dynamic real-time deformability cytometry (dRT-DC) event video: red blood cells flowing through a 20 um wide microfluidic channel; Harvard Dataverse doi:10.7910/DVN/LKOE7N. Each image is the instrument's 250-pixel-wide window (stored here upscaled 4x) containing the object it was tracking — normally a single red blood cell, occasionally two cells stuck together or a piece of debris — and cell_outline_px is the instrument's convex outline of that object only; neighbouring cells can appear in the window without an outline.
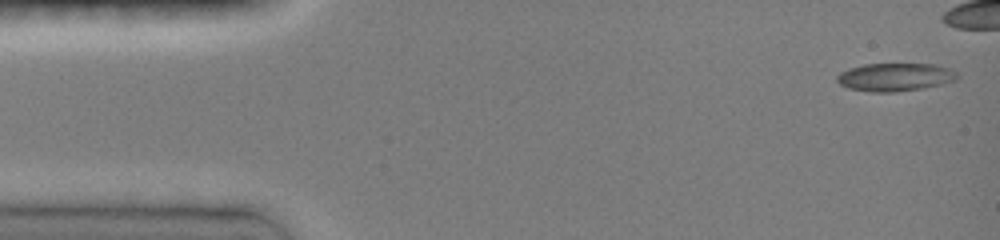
{"species": "common noctule bat (a hibernating species)", "species_latin": "Nyctalus noctula", "temperature_condition": "room temperature", "stored_images_in_passage": 9, "camera_frame_rate_fps": 3000, "um_per_image_px": 0.085, "animal": {"sex": "female", "body_mass_g": 19.0, "forearm_length_mm": 51.5}, "frame": {"image": 1, "passage_image": 1, "time_ms": 0.0, "image_size_px": [1000, 240], "cell_outline_px": [[956, 80], [940, 84], [920, 88], [892, 92], [872, 92], [848, 88], [840, 84], [836, 80], [836, 76], [840, 72], [848, 68], [864, 64], [936, 64], [948, 68], [956, 72]], "centroid_in_image_um": [76.02, 6.54], "position_along_channel_um": 9.0, "area_um2": 19.48}}